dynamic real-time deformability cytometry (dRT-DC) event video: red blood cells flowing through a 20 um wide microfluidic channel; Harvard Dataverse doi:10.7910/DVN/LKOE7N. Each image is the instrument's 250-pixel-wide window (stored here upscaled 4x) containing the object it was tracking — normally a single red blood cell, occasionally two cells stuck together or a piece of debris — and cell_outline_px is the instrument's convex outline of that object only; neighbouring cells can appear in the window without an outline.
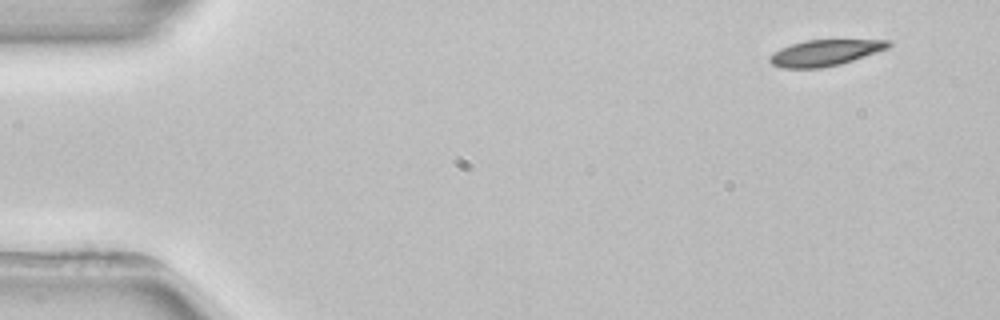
{"species": "common noctule bat (a hibernating species)", "species_latin": "Nyctalus noctula", "temperature_condition": "room temperature", "stored_images_in_passage": 3, "camera_frame_rate_fps": 3000, "um_per_image_px": 0.085, "animal": {"sex": "female", "body_mass_g": 22.7, "forearm_length_mm": 54.2}, "frame": {"image": 1, "passage_image": 1, "time_ms": 0.0, "image_size_px": [1000, 320], "cell_outline_px": [[892, 44], [888, 48], [840, 64], [820, 68], [780, 68], [772, 64], [768, 60], [768, 56], [780, 48], [792, 44], [808, 40], [892, 40]], "centroid_in_image_um": [70.09, 4.49], "position_along_channel_um": 14.9, "area_um2": 17.92}}